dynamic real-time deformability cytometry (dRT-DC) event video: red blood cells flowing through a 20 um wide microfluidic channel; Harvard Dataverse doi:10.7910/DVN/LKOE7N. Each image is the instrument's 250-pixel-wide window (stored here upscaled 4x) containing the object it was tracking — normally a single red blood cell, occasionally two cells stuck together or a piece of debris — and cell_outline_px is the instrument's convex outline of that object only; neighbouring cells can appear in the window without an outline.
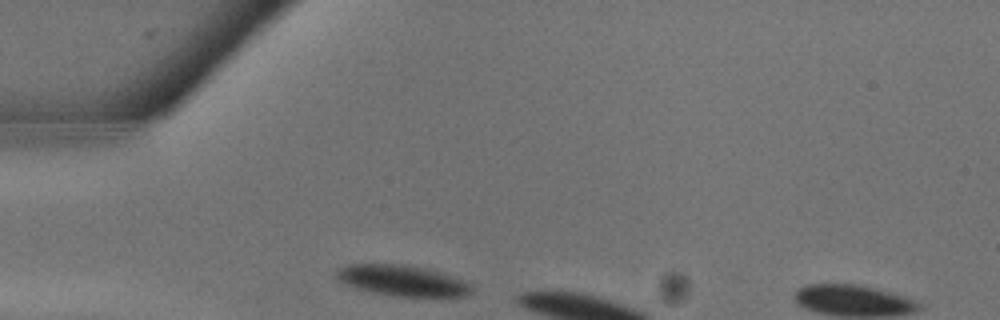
{"species": "common noctule bat (a hibernating species)", "species_latin": "Nyctalus noctula", "temperature_condition": "warm", "stored_images_in_passage": 3, "camera_frame_rate_fps": 3000, "um_per_image_px": 0.085, "animal": {"sex": "male", "body_mass_g": 13.3}, "frame": {"image": 1, "passage_image": 1, "time_ms": 0.0, "image_size_px": [1000, 320], "cell_outline_px": [[472, 292], [464, 296], [396, 296], [356, 288], [340, 280], [336, 276], [336, 272], [340, 268], [348, 264], [408, 264], [440, 272], [468, 280], [472, 284]], "centroid_in_image_um": [34.27, 23.83], "position_along_channel_um": 50.7, "area_um2": 24.1}}